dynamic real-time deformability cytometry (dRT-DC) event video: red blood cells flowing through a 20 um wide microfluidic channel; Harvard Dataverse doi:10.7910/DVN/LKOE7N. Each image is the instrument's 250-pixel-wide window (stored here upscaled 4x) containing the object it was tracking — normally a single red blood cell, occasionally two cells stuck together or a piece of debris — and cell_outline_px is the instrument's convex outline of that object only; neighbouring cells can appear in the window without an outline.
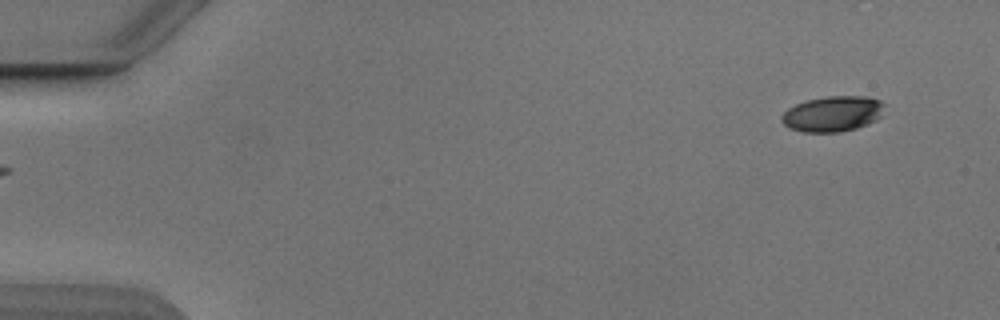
{"species": "Egyptian fruit bat (a non-hibernating species)", "species_latin": "Rousettus aegyptiacus", "temperature_condition": "cold", "stored_images_in_passage": 49, "camera_frame_rate_fps": 3000, "um_per_image_px": 0.085, "animal": {"sex": "male"}, "frame": {"image": 1, "passage_image": 1, "time_ms": 0.0, "image_size_px": [1000, 320], "cell_outline_px": [[884, 104], [880, 116], [876, 120], [868, 124], [856, 128], [840, 132], [804, 132], [788, 128], [780, 120], [780, 116], [788, 108], [804, 100], [828, 96], [868, 96], [880, 100]], "centroid_in_image_um": [70.75, 9.67], "position_along_channel_um": 14.3, "area_um2": 21.44}}
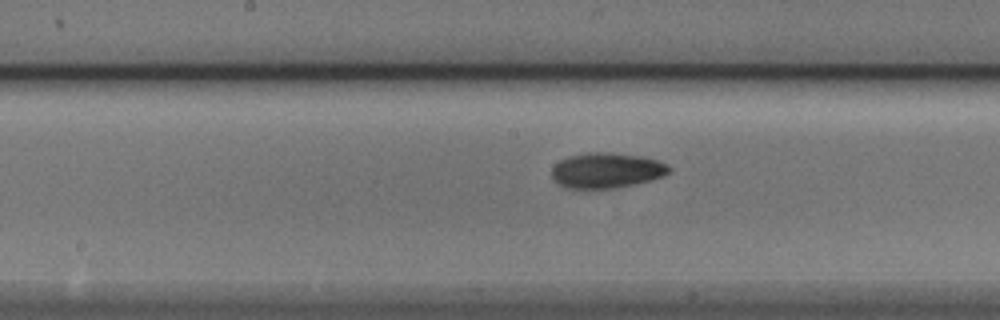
{"frame": {"image": 2, "passage_image": 25, "time_ms": 8.0, "image_size_px": [1000, 320], "cell_outline_px": [[672, 168], [664, 176], [616, 188], [564, 188], [552, 176], [552, 168], [560, 160], [568, 156], [588, 152], [608, 152], [640, 156], [656, 160], [668, 164]], "centroid_in_image_um": [51.55, 14.47], "position_along_channel_um": 196.6, "area_um2": 23.93}}
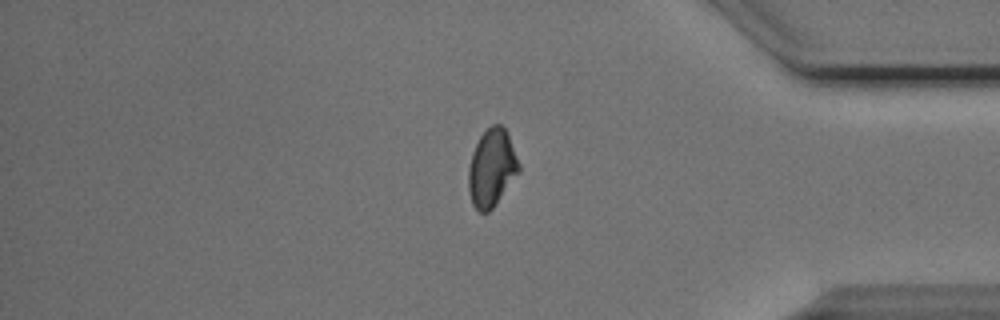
{"frame": {"image": 3, "passage_image": 42, "time_ms": 13.667, "image_size_px": [1000, 320], "cell_outline_px": [[520, 172], [492, 208], [488, 212], [480, 212], [472, 204], [468, 188], [468, 168], [472, 152], [480, 136], [492, 124], [500, 124], [508, 132], [520, 164]], "centroid_in_image_um": [41.8, 14.26], "position_along_channel_um": 393.4, "area_um2": 22.83}}